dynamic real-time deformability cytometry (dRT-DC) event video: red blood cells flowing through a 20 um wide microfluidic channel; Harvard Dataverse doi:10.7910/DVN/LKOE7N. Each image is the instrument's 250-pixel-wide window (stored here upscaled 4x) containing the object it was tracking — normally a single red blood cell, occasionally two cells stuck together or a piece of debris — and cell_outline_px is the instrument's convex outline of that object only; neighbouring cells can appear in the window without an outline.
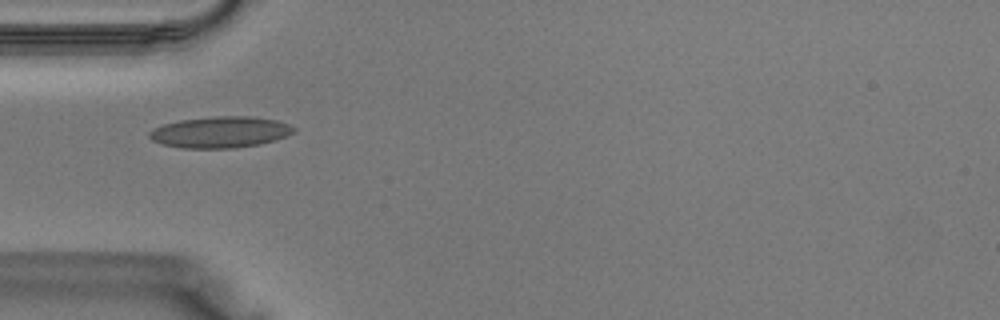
{"species": "Egyptian fruit bat (a non-hibernating species)", "species_latin": "Rousettus aegyptiacus", "temperature_condition": "warm", "stored_images_in_passage": 26, "camera_frame_rate_fps": 3000, "um_per_image_px": 0.085, "animal": {"sex": "male"}, "frame": {"image": 1, "passage_image": 1, "time_ms": 0.0, "image_size_px": [1000, 320], "cell_outline_px": [[296, 132], [260, 144], [232, 148], [184, 148], [164, 144], [152, 140], [148, 136], [148, 132], [152, 128], [164, 124], [180, 120], [212, 116], [248, 116], [276, 120], [288, 124], [296, 128]], "centroid_in_image_um": [18.7, 11.22], "position_along_channel_um": 66.3, "area_um2": 26.18}}
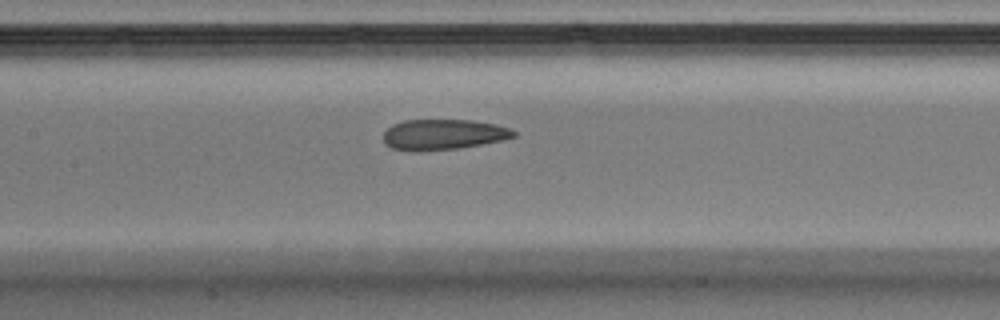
{"frame": {"image": 2, "passage_image": 7, "time_ms": 2.0, "image_size_px": [1000, 320], "cell_outline_px": [[516, 136], [500, 140], [460, 148], [416, 152], [392, 148], [384, 144], [384, 132], [392, 124], [404, 120], [472, 120], [496, 124], [508, 128], [516, 132]], "centroid_in_image_um": [37.63, 11.43], "position_along_channel_um": 169.8, "area_um2": 23.18}}
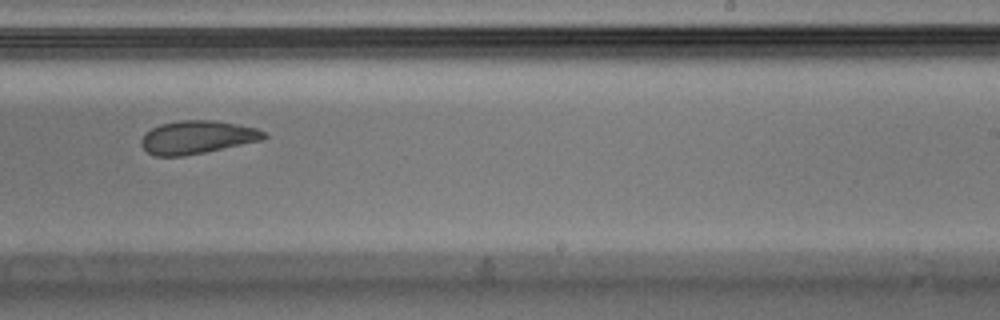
{"frame": {"image": 3, "passage_image": 13, "time_ms": 4.0, "image_size_px": [1000, 320], "cell_outline_px": [[268, 136], [264, 140], [184, 156], [156, 156], [148, 152], [140, 144], [140, 140], [152, 128], [160, 124], [180, 120], [212, 120], [236, 124], [256, 128], [264, 132]], "centroid_in_image_um": [16.77, 11.66], "position_along_channel_um": 272.2, "area_um2": 23.52}}